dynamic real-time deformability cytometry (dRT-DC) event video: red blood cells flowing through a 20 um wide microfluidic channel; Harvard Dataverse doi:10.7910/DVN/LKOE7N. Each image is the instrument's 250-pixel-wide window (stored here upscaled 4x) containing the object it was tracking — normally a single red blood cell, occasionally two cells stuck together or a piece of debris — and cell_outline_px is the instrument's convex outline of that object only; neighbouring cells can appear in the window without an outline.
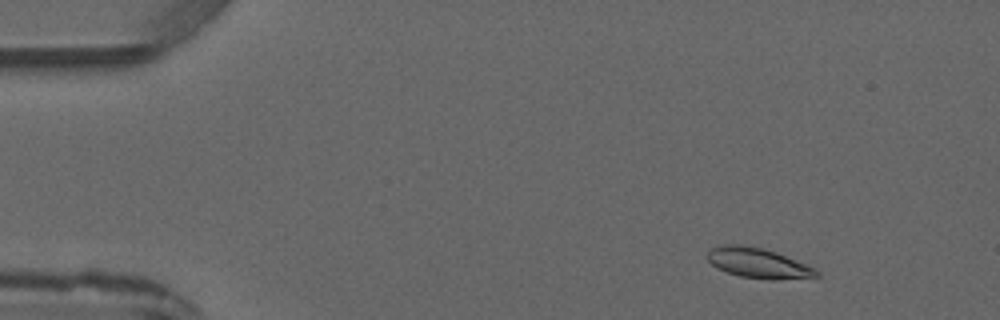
{"species": "common noctule bat (a hibernating species)", "species_latin": "Nyctalus noctula", "temperature_condition": "warm", "stored_images_in_passage": 5, "camera_frame_rate_fps": 3000, "um_per_image_px": 0.085, "animal": {"sex": "male", "forearm_length_mm": 52.5}, "frame": {"image": 1, "passage_image": 2, "time_ms": 1.333, "image_size_px": [1000, 320], "cell_outline_px": [[820, 276], [772, 280], [768, 280], [740, 276], [716, 268], [708, 260], [708, 252], [712, 248], [720, 244], [740, 244], [764, 248], [776, 252], [804, 264], [820, 272]], "centroid_in_image_um": [64.4, 22.35], "position_along_channel_um": 20.6, "area_um2": 18.96}}
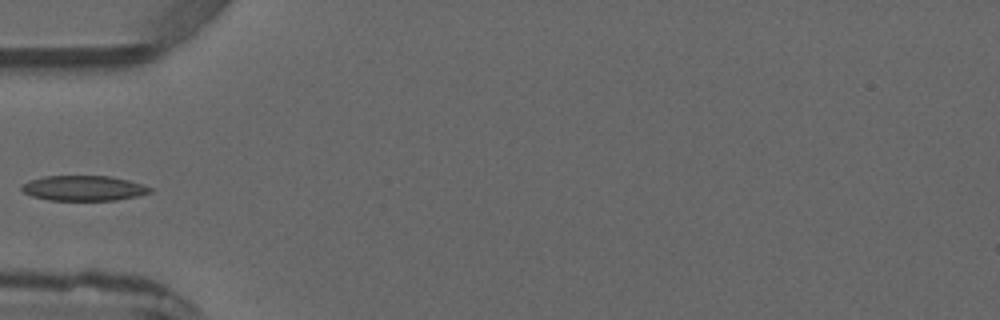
{"frame": {"image": 2, "passage_image": 5, "time_ms": 4.667, "image_size_px": [1000, 320], "cell_outline_px": [[152, 192], [136, 196], [116, 200], [48, 200], [32, 196], [24, 192], [20, 188], [20, 184], [28, 180], [44, 176], [112, 176], [128, 180], [152, 188]], "centroid_in_image_um": [7.06, 15.99], "position_along_channel_um": 77.9, "area_um2": 18.84}}